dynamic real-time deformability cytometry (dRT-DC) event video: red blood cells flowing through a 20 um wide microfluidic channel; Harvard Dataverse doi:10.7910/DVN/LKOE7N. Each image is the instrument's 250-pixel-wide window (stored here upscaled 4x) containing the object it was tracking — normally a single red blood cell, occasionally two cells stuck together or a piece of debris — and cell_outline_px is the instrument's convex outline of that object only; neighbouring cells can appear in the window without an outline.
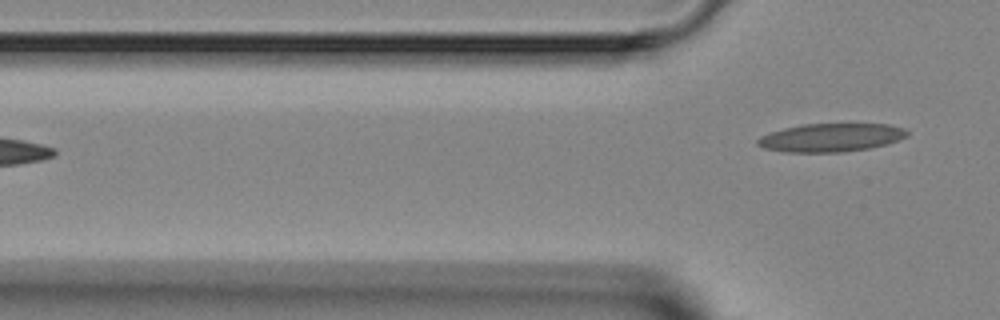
{"species": "Egyptian fruit bat (a non-hibernating species)", "species_latin": "Rousettus aegyptiacus", "temperature_condition": "room temperature", "stored_images_in_passage": 3, "camera_frame_rate_fps": 3000, "um_per_image_px": 0.085, "animal": {"sex": "female"}, "frame": {"image": 1, "passage_image": 3, "time_ms": 2.333, "image_size_px": [1000, 320], "cell_outline_px": [[908, 136], [900, 140], [868, 148], [840, 152], [788, 152], [764, 148], [756, 144], [756, 140], [760, 136], [768, 132], [784, 128], [804, 124], [888, 124], [904, 128], [908, 132]], "centroid_in_image_um": [70.61, 11.69], "position_along_channel_um": 55.2, "area_um2": 24.62}}